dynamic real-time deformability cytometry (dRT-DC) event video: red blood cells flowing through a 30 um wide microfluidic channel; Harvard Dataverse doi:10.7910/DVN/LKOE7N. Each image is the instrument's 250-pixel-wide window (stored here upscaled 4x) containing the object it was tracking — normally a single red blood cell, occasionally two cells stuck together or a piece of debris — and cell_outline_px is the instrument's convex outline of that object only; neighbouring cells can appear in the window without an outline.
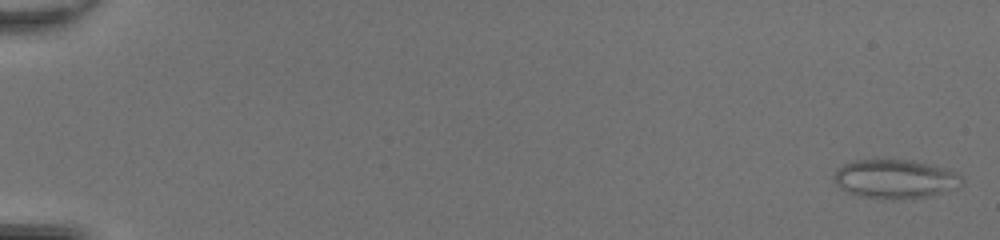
{"species": "common noctule bat (a hibernating species)", "species_latin": "Nyctalus noctula", "temperature_condition": "room temperature", "stored_images_in_passage": 47, "camera_frame_rate_fps": 3000, "um_per_image_px": 0.085, "animal": {"sex": "female", "body_mass_g": 20.0, "forearm_length_mm": 54.0}, "frame": {"image": 1, "passage_image": 1, "time_ms": 0.0, "image_size_px": [1000, 240], "cell_outline_px": [[964, 184], [960, 188], [932, 196], [912, 200], [884, 200], [860, 196], [848, 192], [840, 188], [832, 180], [832, 176], [836, 168], [852, 160], [912, 160], [948, 168], [956, 172], [964, 180]], "centroid_in_image_um": [76.12, 15.24], "position_along_channel_um": 8.9, "area_um2": 30.11}}
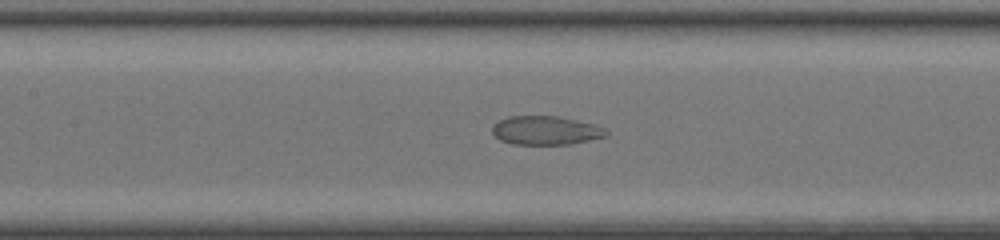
{"frame": {"image": 2, "passage_image": 22, "time_ms": 7.0, "image_size_px": [1000, 240], "cell_outline_px": [[608, 136], [572, 144], [512, 144], [500, 140], [492, 132], [492, 124], [508, 116], [560, 116], [592, 124], [604, 128], [608, 132]], "centroid_in_image_um": [46.38, 11.08], "position_along_channel_um": 161.0, "area_um2": 19.13}}
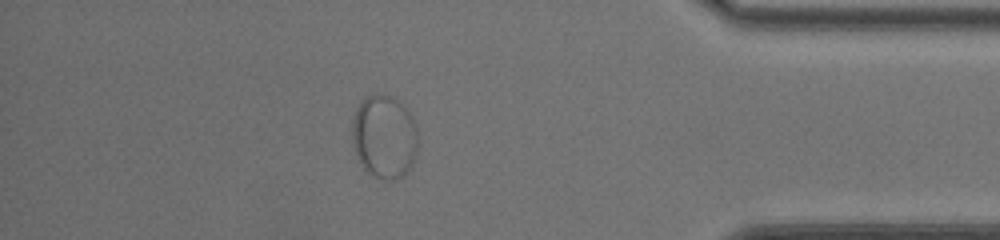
{"frame": {"image": 3, "passage_image": 41, "time_ms": 13.333, "image_size_px": [1000, 240], "cell_outline_px": [[416, 156], [412, 164], [396, 180], [384, 180], [368, 172], [364, 168], [356, 156], [352, 140], [352, 120], [356, 108], [364, 96], [388, 96], [396, 100], [412, 112], [416, 124]], "centroid_in_image_um": [32.65, 11.62], "position_along_channel_um": 402.5, "area_um2": 31.85}}